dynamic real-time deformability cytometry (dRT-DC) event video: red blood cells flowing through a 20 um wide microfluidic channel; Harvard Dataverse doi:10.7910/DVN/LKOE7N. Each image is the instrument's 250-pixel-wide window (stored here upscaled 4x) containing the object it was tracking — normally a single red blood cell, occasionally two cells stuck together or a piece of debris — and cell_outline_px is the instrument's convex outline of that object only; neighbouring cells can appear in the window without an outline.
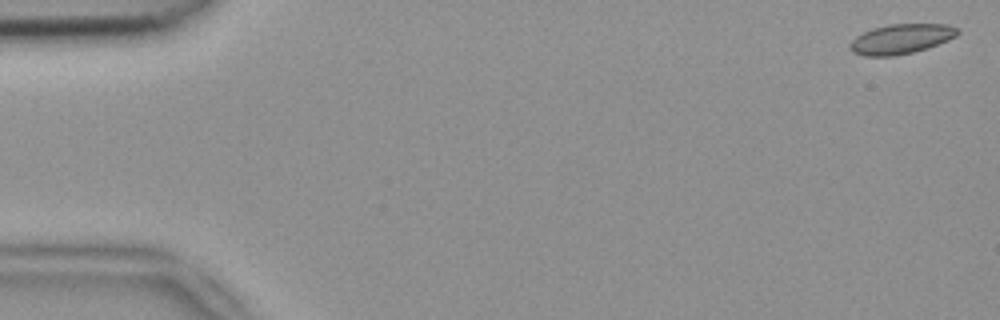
{"species": "common noctule bat (a hibernating species)", "species_latin": "Nyctalus noctula", "temperature_condition": "room temperature", "stored_images_in_passage": 10, "camera_frame_rate_fps": 3000, "um_per_image_px": 0.085, "animal": {"sex": "female", "body_mass_g": 18.4}, "frame": {"image": 1, "passage_image": 1, "time_ms": 0.0, "image_size_px": [1000, 320], "cell_outline_px": [[960, 32], [956, 36], [948, 40], [928, 48], [912, 52], [892, 56], [864, 56], [852, 52], [848, 48], [852, 40], [856, 36], [872, 28], [888, 24], [948, 24], [956, 28]], "centroid_in_image_um": [76.57, 3.31], "position_along_channel_um": 8.4, "area_um2": 18.73}}